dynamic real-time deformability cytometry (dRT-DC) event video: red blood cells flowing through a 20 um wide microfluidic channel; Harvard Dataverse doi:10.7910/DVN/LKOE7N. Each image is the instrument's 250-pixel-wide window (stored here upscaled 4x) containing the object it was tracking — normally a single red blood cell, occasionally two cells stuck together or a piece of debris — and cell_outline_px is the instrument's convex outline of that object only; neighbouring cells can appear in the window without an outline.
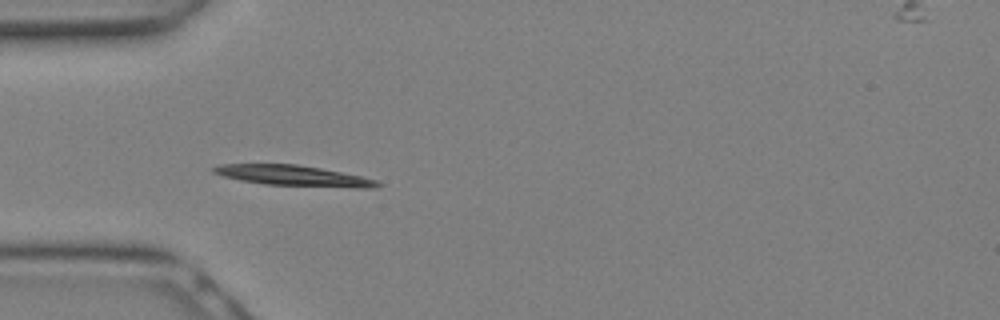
{"species": "Egyptian fruit bat (a non-hibernating species)", "species_latin": "Rousettus aegyptiacus", "temperature_condition": "warm", "stored_images_in_passage": 13, "camera_frame_rate_fps": 3000, "um_per_image_px": 0.085, "animal": {"sex": "female"}, "frame": {"image": 1, "passage_image": 8, "time_ms": 2.333, "image_size_px": [1000, 320], "cell_outline_px": [[384, 184], [376, 188], [352, 188], [264, 184], [240, 180], [224, 176], [212, 172], [212, 168], [220, 164], [296, 164], [320, 168], [360, 176], [376, 180]], "centroid_in_image_um": [24.99, 14.94], "position_along_channel_um": 60.0, "area_um2": 19.59}}
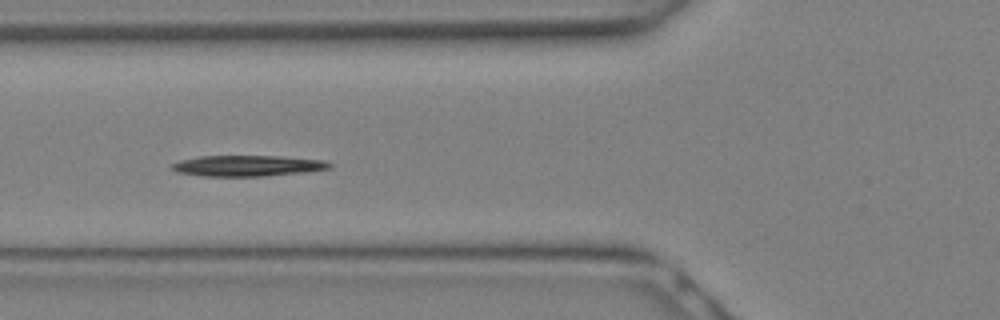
{"frame": {"image": 2, "passage_image": 10, "time_ms": 3.0, "image_size_px": [1000, 320], "cell_outline_px": [[332, 168], [304, 172], [264, 176], [200, 176], [176, 172], [168, 168], [172, 164], [180, 160], [200, 156], [280, 156], [324, 160], [332, 164]], "centroid_in_image_um": [21.01, 14.09], "position_along_channel_um": 104.8, "area_um2": 19.31}}
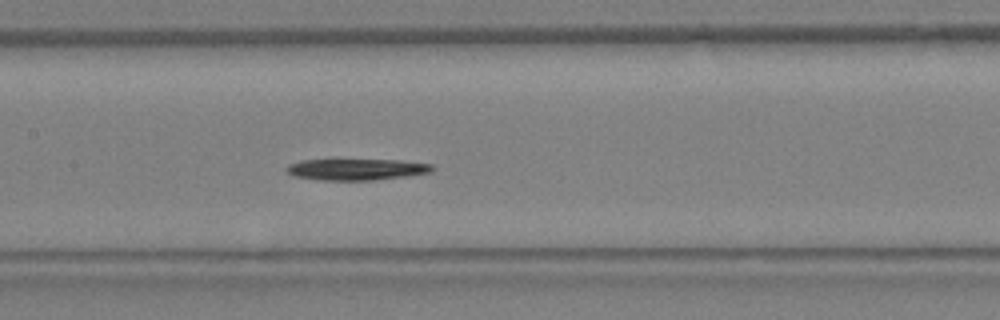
{"frame": {"image": 3, "passage_image": 13, "time_ms": 4.0, "image_size_px": [1000, 320], "cell_outline_px": [[436, 168], [432, 172], [404, 176], [372, 180], [320, 180], [292, 176], [284, 168], [288, 164], [300, 160], [332, 156], [404, 160], [432, 164]], "centroid_in_image_um": [30.22, 14.32], "position_along_channel_um": 177.2, "area_um2": 19.71}}